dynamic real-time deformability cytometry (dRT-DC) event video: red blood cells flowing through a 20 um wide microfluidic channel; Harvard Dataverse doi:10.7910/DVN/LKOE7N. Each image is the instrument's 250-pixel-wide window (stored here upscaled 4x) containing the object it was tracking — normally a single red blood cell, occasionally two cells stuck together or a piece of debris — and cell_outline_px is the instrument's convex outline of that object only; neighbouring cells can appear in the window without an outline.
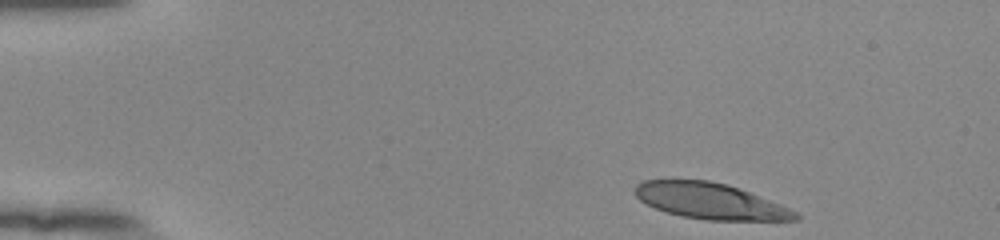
{"species": "human", "species_latin": "Homo sapiens", "temperature_condition": "room temperature", "stored_images_in_passage": 46, "camera_frame_rate_fps": 3000, "um_per_image_px": 0.085, "donor": {"sex": "female"}, "frame": {"image": 1, "passage_image": 1, "time_ms": 0.0, "image_size_px": [1000, 240], "cell_outline_px": [[800, 220], [708, 220], [680, 216], [656, 208], [640, 200], [636, 196], [636, 184], [644, 180], [708, 180], [724, 184], [748, 192], [780, 204], [796, 212], [800, 216]], "centroid_in_image_um": [60.36, 17.1], "position_along_channel_um": 24.6, "area_um2": 33.0}}
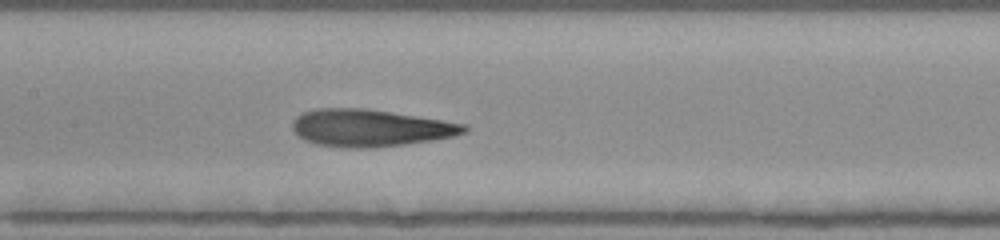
{"frame": {"image": 2, "passage_image": 20, "time_ms": 6.333, "image_size_px": [1000, 240], "cell_outline_px": [[468, 128], [464, 132], [452, 136], [432, 140], [404, 144], [372, 148], [348, 148], [316, 144], [304, 140], [292, 128], [292, 120], [296, 116], [304, 112], [316, 108], [364, 108], [444, 120], [468, 124]], "centroid_in_image_um": [31.45, 10.87], "position_along_channel_um": 176.0, "area_um2": 37.11}}
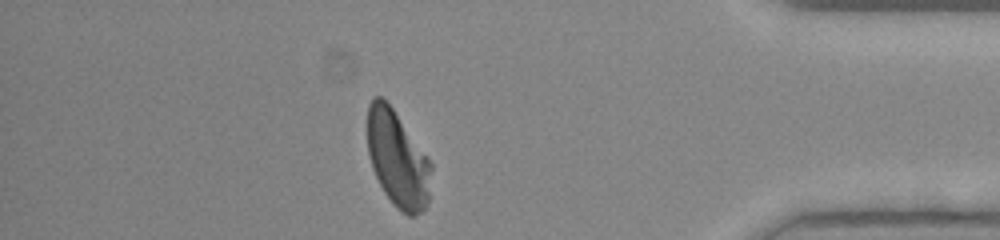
{"frame": {"image": 3, "passage_image": 40, "time_ms": 13.0, "image_size_px": [1000, 240], "cell_outline_px": [[432, 168], [428, 200], [424, 208], [420, 212], [412, 216], [408, 216], [400, 212], [392, 204], [384, 192], [372, 168], [368, 152], [368, 104], [372, 96], [380, 96], [392, 108], [432, 164]], "centroid_in_image_um": [33.78, 13.55], "position_along_channel_um": 401.4, "area_um2": 35.37}, "authors_computed_cell_mechanics": {"area_um2": 36.5296, "velocity_mm_per_s": 3.8785, "shape_relaxation_time_tau1_ms": 4.7082, "shape_relaxation_time_tau2_ms": 1.5945, "deformation_change_tau1": 0.2014, "deformation_change_tau2": 0.0885}}